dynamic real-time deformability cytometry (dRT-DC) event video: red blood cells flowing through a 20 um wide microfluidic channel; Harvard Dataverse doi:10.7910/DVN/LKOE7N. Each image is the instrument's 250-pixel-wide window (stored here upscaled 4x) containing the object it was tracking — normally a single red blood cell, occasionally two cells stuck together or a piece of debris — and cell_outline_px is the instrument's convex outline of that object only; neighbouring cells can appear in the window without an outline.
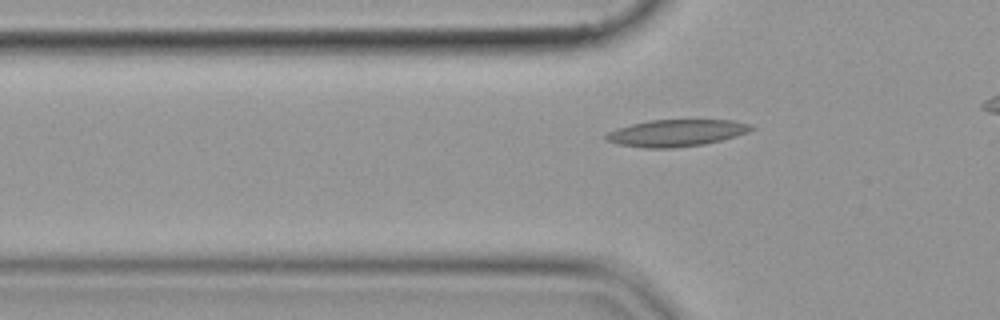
{"species": "common noctule bat (a hibernating species)", "species_latin": "Nyctalus noctula", "temperature_condition": "cold", "stored_images_in_passage": 43, "camera_frame_rate_fps": 3000, "um_per_image_px": 0.085, "animal": {"sex": "female", "body_mass_g": 19.9}, "frame": {"image": 1, "passage_image": 13, "time_ms": 4.0, "image_size_px": [1000, 320], "cell_outline_px": [[756, 128], [748, 132], [720, 140], [704, 144], [672, 148], [644, 148], [616, 144], [604, 140], [604, 136], [608, 132], [616, 128], [648, 120], [732, 120], [748, 124]], "centroid_in_image_um": [57.42, 11.3], "position_along_channel_um": 68.4, "area_um2": 22.72}}
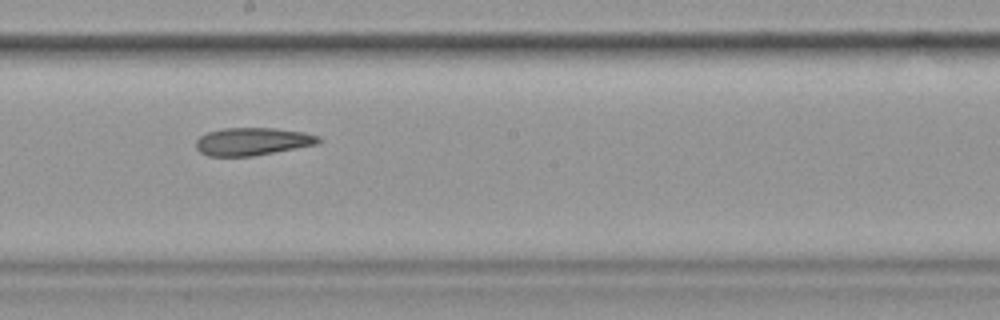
{"frame": {"image": 2, "passage_image": 26, "time_ms": 8.333, "image_size_px": [1000, 320], "cell_outline_px": [[324, 140], [320, 144], [252, 156], [208, 156], [200, 152], [196, 148], [196, 140], [200, 136], [208, 132], [224, 128], [276, 128], [304, 132], [320, 136]], "centroid_in_image_um": [21.51, 12.02], "position_along_channel_um": 226.7, "area_um2": 20.0}}
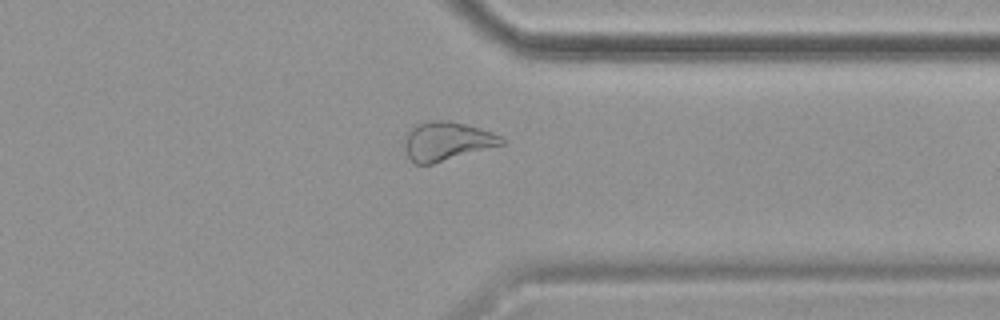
{"frame": {"image": 3, "passage_image": 38, "time_ms": 12.333, "image_size_px": [1000, 320], "cell_outline_px": [[504, 144], [432, 164], [416, 164], [408, 156], [404, 148], [404, 140], [412, 124], [424, 120], [448, 120], [480, 128], [492, 132], [500, 136], [504, 140]], "centroid_in_image_um": [37.93, 11.98], "position_along_channel_um": 373.5, "area_um2": 22.02}}